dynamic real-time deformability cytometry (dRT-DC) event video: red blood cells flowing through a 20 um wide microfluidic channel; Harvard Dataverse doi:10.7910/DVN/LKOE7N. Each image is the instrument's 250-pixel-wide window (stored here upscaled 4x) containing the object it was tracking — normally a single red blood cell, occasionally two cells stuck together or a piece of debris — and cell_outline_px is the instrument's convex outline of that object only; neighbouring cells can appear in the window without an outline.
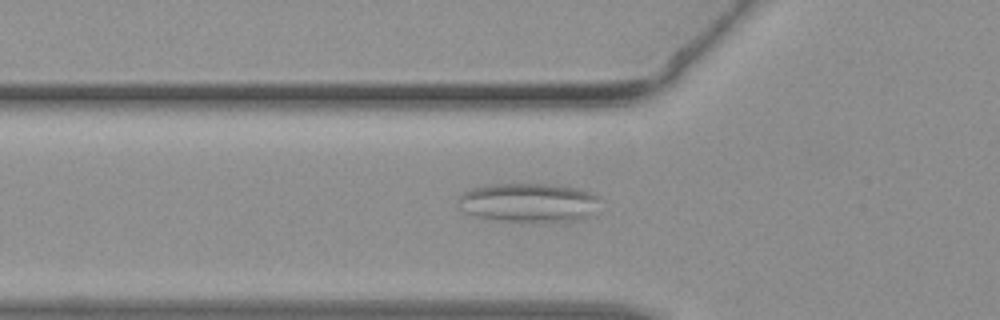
{"species": "common noctule bat (a hibernating species)", "species_latin": "Nyctalus noctula", "temperature_condition": "warm", "stored_images_in_passage": 46, "camera_frame_rate_fps": 3000, "um_per_image_px": 0.085, "animal": {"sex": "female", "body_mass_g": 19.3, "forearm_length_mm": 54.1}, "frame": {"image": 1, "passage_image": 16, "time_ms": 5.0, "image_size_px": [1000, 320], "cell_outline_px": [[600, 196], [592, 216], [580, 220], [496, 220], [476, 216], [464, 212], [456, 204], [456, 200], [464, 192], [472, 188], [488, 184], [552, 184], [576, 188], [592, 192]], "centroid_in_image_um": [44.91, 17.19], "position_along_channel_um": 80.9, "area_um2": 32.08}}
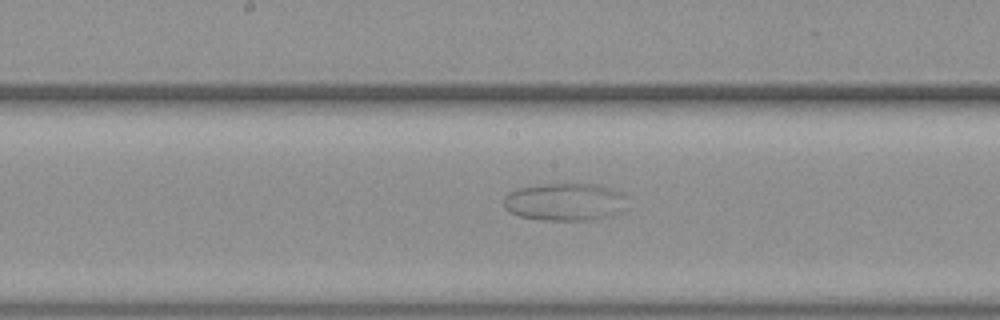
{"frame": {"image": 2, "passage_image": 24, "time_ms": 7.667, "image_size_px": [1000, 320], "cell_outline_px": [[628, 208], [620, 212], [608, 216], [592, 220], [540, 220], [520, 216], [504, 208], [504, 196], [508, 192], [520, 188], [540, 184], [592, 184], [624, 192], [628, 196]], "centroid_in_image_um": [48.08, 17.16], "position_along_channel_um": 200.1, "area_um2": 27.4}}
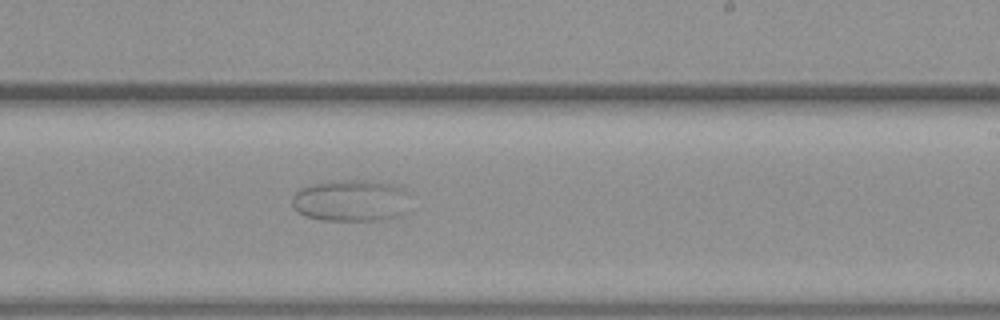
{"frame": {"image": 3, "passage_image": 28, "time_ms": 9.0, "image_size_px": [1000, 320], "cell_outline_px": [[408, 192], [404, 212], [400, 216], [380, 220], [320, 220], [304, 216], [296, 212], [292, 208], [292, 196], [300, 188], [316, 184], [340, 180], [368, 180], [396, 184], [404, 188]], "centroid_in_image_um": [29.81, 17.05], "position_along_channel_um": 259.2, "area_um2": 28.9}}